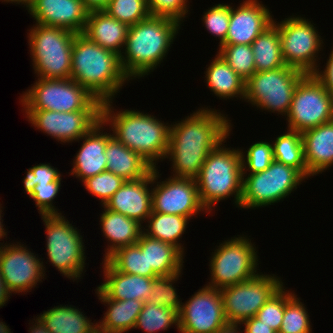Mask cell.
<instances>
[{
	"label": "cell",
	"instance_id": "cell-42",
	"mask_svg": "<svg viewBox=\"0 0 333 333\" xmlns=\"http://www.w3.org/2000/svg\"><path fill=\"white\" fill-rule=\"evenodd\" d=\"M243 151L241 149L243 175L262 172L274 161L272 144L267 141L255 142Z\"/></svg>",
	"mask_w": 333,
	"mask_h": 333
},
{
	"label": "cell",
	"instance_id": "cell-33",
	"mask_svg": "<svg viewBox=\"0 0 333 333\" xmlns=\"http://www.w3.org/2000/svg\"><path fill=\"white\" fill-rule=\"evenodd\" d=\"M256 72L286 67L278 27L272 23L251 44Z\"/></svg>",
	"mask_w": 333,
	"mask_h": 333
},
{
	"label": "cell",
	"instance_id": "cell-9",
	"mask_svg": "<svg viewBox=\"0 0 333 333\" xmlns=\"http://www.w3.org/2000/svg\"><path fill=\"white\" fill-rule=\"evenodd\" d=\"M306 179L298 169L274 160L262 172L243 175L239 208L258 209L278 203Z\"/></svg>",
	"mask_w": 333,
	"mask_h": 333
},
{
	"label": "cell",
	"instance_id": "cell-26",
	"mask_svg": "<svg viewBox=\"0 0 333 333\" xmlns=\"http://www.w3.org/2000/svg\"><path fill=\"white\" fill-rule=\"evenodd\" d=\"M95 290L98 299L108 308L103 319L97 322L98 333H127L134 329L144 302L135 299L113 300L98 286Z\"/></svg>",
	"mask_w": 333,
	"mask_h": 333
},
{
	"label": "cell",
	"instance_id": "cell-2",
	"mask_svg": "<svg viewBox=\"0 0 333 333\" xmlns=\"http://www.w3.org/2000/svg\"><path fill=\"white\" fill-rule=\"evenodd\" d=\"M181 23L163 16L148 18L129 26L120 64L130 79L144 77L163 62L178 35Z\"/></svg>",
	"mask_w": 333,
	"mask_h": 333
},
{
	"label": "cell",
	"instance_id": "cell-5",
	"mask_svg": "<svg viewBox=\"0 0 333 333\" xmlns=\"http://www.w3.org/2000/svg\"><path fill=\"white\" fill-rule=\"evenodd\" d=\"M227 138L229 135L210 151L196 178L200 201L209 214L218 202L233 195V204L238 208L240 205L243 183L241 149L226 148L223 143Z\"/></svg>",
	"mask_w": 333,
	"mask_h": 333
},
{
	"label": "cell",
	"instance_id": "cell-13",
	"mask_svg": "<svg viewBox=\"0 0 333 333\" xmlns=\"http://www.w3.org/2000/svg\"><path fill=\"white\" fill-rule=\"evenodd\" d=\"M286 120L287 129L300 133L333 120V96L313 74L296 85Z\"/></svg>",
	"mask_w": 333,
	"mask_h": 333
},
{
	"label": "cell",
	"instance_id": "cell-18",
	"mask_svg": "<svg viewBox=\"0 0 333 333\" xmlns=\"http://www.w3.org/2000/svg\"><path fill=\"white\" fill-rule=\"evenodd\" d=\"M32 126L61 143L78 141L101 120V111L23 110Z\"/></svg>",
	"mask_w": 333,
	"mask_h": 333
},
{
	"label": "cell",
	"instance_id": "cell-37",
	"mask_svg": "<svg viewBox=\"0 0 333 333\" xmlns=\"http://www.w3.org/2000/svg\"><path fill=\"white\" fill-rule=\"evenodd\" d=\"M217 54L245 81L256 72L251 45L221 44Z\"/></svg>",
	"mask_w": 333,
	"mask_h": 333
},
{
	"label": "cell",
	"instance_id": "cell-51",
	"mask_svg": "<svg viewBox=\"0 0 333 333\" xmlns=\"http://www.w3.org/2000/svg\"><path fill=\"white\" fill-rule=\"evenodd\" d=\"M34 321L31 322L32 326L28 330L29 333H51L39 317H36V320L34 318Z\"/></svg>",
	"mask_w": 333,
	"mask_h": 333
},
{
	"label": "cell",
	"instance_id": "cell-55",
	"mask_svg": "<svg viewBox=\"0 0 333 333\" xmlns=\"http://www.w3.org/2000/svg\"><path fill=\"white\" fill-rule=\"evenodd\" d=\"M0 1H2V2H5V3H15V4H19V5H24V7L25 8H27L30 4H31V2L33 1V0H0Z\"/></svg>",
	"mask_w": 333,
	"mask_h": 333
},
{
	"label": "cell",
	"instance_id": "cell-38",
	"mask_svg": "<svg viewBox=\"0 0 333 333\" xmlns=\"http://www.w3.org/2000/svg\"><path fill=\"white\" fill-rule=\"evenodd\" d=\"M104 11L128 26L150 16L147 0H110Z\"/></svg>",
	"mask_w": 333,
	"mask_h": 333
},
{
	"label": "cell",
	"instance_id": "cell-4",
	"mask_svg": "<svg viewBox=\"0 0 333 333\" xmlns=\"http://www.w3.org/2000/svg\"><path fill=\"white\" fill-rule=\"evenodd\" d=\"M101 103L113 101L122 86L130 79L120 64V56L89 40L82 33L75 34L71 75Z\"/></svg>",
	"mask_w": 333,
	"mask_h": 333
},
{
	"label": "cell",
	"instance_id": "cell-50",
	"mask_svg": "<svg viewBox=\"0 0 333 333\" xmlns=\"http://www.w3.org/2000/svg\"><path fill=\"white\" fill-rule=\"evenodd\" d=\"M86 9L90 11L104 10L110 0H82Z\"/></svg>",
	"mask_w": 333,
	"mask_h": 333
},
{
	"label": "cell",
	"instance_id": "cell-31",
	"mask_svg": "<svg viewBox=\"0 0 333 333\" xmlns=\"http://www.w3.org/2000/svg\"><path fill=\"white\" fill-rule=\"evenodd\" d=\"M72 305H58L38 317L51 333H98L97 322Z\"/></svg>",
	"mask_w": 333,
	"mask_h": 333
},
{
	"label": "cell",
	"instance_id": "cell-49",
	"mask_svg": "<svg viewBox=\"0 0 333 333\" xmlns=\"http://www.w3.org/2000/svg\"><path fill=\"white\" fill-rule=\"evenodd\" d=\"M244 324V333H276L270 326L260 321L255 316L244 320L239 325Z\"/></svg>",
	"mask_w": 333,
	"mask_h": 333
},
{
	"label": "cell",
	"instance_id": "cell-7",
	"mask_svg": "<svg viewBox=\"0 0 333 333\" xmlns=\"http://www.w3.org/2000/svg\"><path fill=\"white\" fill-rule=\"evenodd\" d=\"M23 110L101 111L102 103L72 78H38L20 96Z\"/></svg>",
	"mask_w": 333,
	"mask_h": 333
},
{
	"label": "cell",
	"instance_id": "cell-34",
	"mask_svg": "<svg viewBox=\"0 0 333 333\" xmlns=\"http://www.w3.org/2000/svg\"><path fill=\"white\" fill-rule=\"evenodd\" d=\"M271 143L274 160L298 169L307 179L309 178L300 132L287 129V132L278 135Z\"/></svg>",
	"mask_w": 333,
	"mask_h": 333
},
{
	"label": "cell",
	"instance_id": "cell-36",
	"mask_svg": "<svg viewBox=\"0 0 333 333\" xmlns=\"http://www.w3.org/2000/svg\"><path fill=\"white\" fill-rule=\"evenodd\" d=\"M173 325L179 329V316L176 311L146 301L137 317L134 329H142L146 333H156L160 330H168Z\"/></svg>",
	"mask_w": 333,
	"mask_h": 333
},
{
	"label": "cell",
	"instance_id": "cell-40",
	"mask_svg": "<svg viewBox=\"0 0 333 333\" xmlns=\"http://www.w3.org/2000/svg\"><path fill=\"white\" fill-rule=\"evenodd\" d=\"M294 294L285 305L282 325L278 333H312L310 316L300 297Z\"/></svg>",
	"mask_w": 333,
	"mask_h": 333
},
{
	"label": "cell",
	"instance_id": "cell-20",
	"mask_svg": "<svg viewBox=\"0 0 333 333\" xmlns=\"http://www.w3.org/2000/svg\"><path fill=\"white\" fill-rule=\"evenodd\" d=\"M36 24L82 33L89 11L82 0H33L26 8Z\"/></svg>",
	"mask_w": 333,
	"mask_h": 333
},
{
	"label": "cell",
	"instance_id": "cell-46",
	"mask_svg": "<svg viewBox=\"0 0 333 333\" xmlns=\"http://www.w3.org/2000/svg\"><path fill=\"white\" fill-rule=\"evenodd\" d=\"M148 9L151 16H163L175 19L181 24L186 18L188 10V0H147Z\"/></svg>",
	"mask_w": 333,
	"mask_h": 333
},
{
	"label": "cell",
	"instance_id": "cell-52",
	"mask_svg": "<svg viewBox=\"0 0 333 333\" xmlns=\"http://www.w3.org/2000/svg\"><path fill=\"white\" fill-rule=\"evenodd\" d=\"M10 295H12L8 290L5 285V282L0 274V308L5 306V304L8 302L10 299Z\"/></svg>",
	"mask_w": 333,
	"mask_h": 333
},
{
	"label": "cell",
	"instance_id": "cell-32",
	"mask_svg": "<svg viewBox=\"0 0 333 333\" xmlns=\"http://www.w3.org/2000/svg\"><path fill=\"white\" fill-rule=\"evenodd\" d=\"M189 218L181 215L163 214L152 212L147 218L146 228H143V233L147 236L161 240L165 243L175 246L183 255L184 247L180 243V239L186 232Z\"/></svg>",
	"mask_w": 333,
	"mask_h": 333
},
{
	"label": "cell",
	"instance_id": "cell-39",
	"mask_svg": "<svg viewBox=\"0 0 333 333\" xmlns=\"http://www.w3.org/2000/svg\"><path fill=\"white\" fill-rule=\"evenodd\" d=\"M180 273L168 275V276H158L153 278V285L151 289L150 298L147 302L167 307L176 311L178 314L181 310L182 300L180 301L178 292L173 285L182 276Z\"/></svg>",
	"mask_w": 333,
	"mask_h": 333
},
{
	"label": "cell",
	"instance_id": "cell-8",
	"mask_svg": "<svg viewBox=\"0 0 333 333\" xmlns=\"http://www.w3.org/2000/svg\"><path fill=\"white\" fill-rule=\"evenodd\" d=\"M41 219L46 229L47 261L73 282L83 279L86 255L79 229L62 214L41 215Z\"/></svg>",
	"mask_w": 333,
	"mask_h": 333
},
{
	"label": "cell",
	"instance_id": "cell-54",
	"mask_svg": "<svg viewBox=\"0 0 333 333\" xmlns=\"http://www.w3.org/2000/svg\"><path fill=\"white\" fill-rule=\"evenodd\" d=\"M3 211H2V204L0 203V241H2V238L3 239H6L7 238V232H6V230L3 228L4 227V224H3V219H2V217H3V213H2ZM2 216V217H1ZM4 237H6V238H4ZM4 244V242L3 243H1L0 242V247L2 246Z\"/></svg>",
	"mask_w": 333,
	"mask_h": 333
},
{
	"label": "cell",
	"instance_id": "cell-41",
	"mask_svg": "<svg viewBox=\"0 0 333 333\" xmlns=\"http://www.w3.org/2000/svg\"><path fill=\"white\" fill-rule=\"evenodd\" d=\"M284 285L258 310L256 318L270 326L276 333L279 332L286 302L295 294L285 290Z\"/></svg>",
	"mask_w": 333,
	"mask_h": 333
},
{
	"label": "cell",
	"instance_id": "cell-24",
	"mask_svg": "<svg viewBox=\"0 0 333 333\" xmlns=\"http://www.w3.org/2000/svg\"><path fill=\"white\" fill-rule=\"evenodd\" d=\"M309 177L333 165V120L301 133Z\"/></svg>",
	"mask_w": 333,
	"mask_h": 333
},
{
	"label": "cell",
	"instance_id": "cell-10",
	"mask_svg": "<svg viewBox=\"0 0 333 333\" xmlns=\"http://www.w3.org/2000/svg\"><path fill=\"white\" fill-rule=\"evenodd\" d=\"M238 236L222 241L212 252L209 260L211 280L207 286L221 289L242 283L259 273L256 246L247 236Z\"/></svg>",
	"mask_w": 333,
	"mask_h": 333
},
{
	"label": "cell",
	"instance_id": "cell-29",
	"mask_svg": "<svg viewBox=\"0 0 333 333\" xmlns=\"http://www.w3.org/2000/svg\"><path fill=\"white\" fill-rule=\"evenodd\" d=\"M142 253L146 254L147 270L158 276H168L183 271L184 255L173 245L153 239L142 233L137 242Z\"/></svg>",
	"mask_w": 333,
	"mask_h": 333
},
{
	"label": "cell",
	"instance_id": "cell-27",
	"mask_svg": "<svg viewBox=\"0 0 333 333\" xmlns=\"http://www.w3.org/2000/svg\"><path fill=\"white\" fill-rule=\"evenodd\" d=\"M104 209L100 215V228L104 238L107 239L108 248L106 247L105 260L110 254L120 247L136 244L141 234L143 233L144 226L134 219H130L123 214L110 211L102 206Z\"/></svg>",
	"mask_w": 333,
	"mask_h": 333
},
{
	"label": "cell",
	"instance_id": "cell-23",
	"mask_svg": "<svg viewBox=\"0 0 333 333\" xmlns=\"http://www.w3.org/2000/svg\"><path fill=\"white\" fill-rule=\"evenodd\" d=\"M104 282L98 287L113 300L148 301L153 285V278L131 275L115 270L106 260L102 261Z\"/></svg>",
	"mask_w": 333,
	"mask_h": 333
},
{
	"label": "cell",
	"instance_id": "cell-35",
	"mask_svg": "<svg viewBox=\"0 0 333 333\" xmlns=\"http://www.w3.org/2000/svg\"><path fill=\"white\" fill-rule=\"evenodd\" d=\"M115 270L131 275L158 277L153 270H147L146 254L139 245L120 247L105 259Z\"/></svg>",
	"mask_w": 333,
	"mask_h": 333
},
{
	"label": "cell",
	"instance_id": "cell-28",
	"mask_svg": "<svg viewBox=\"0 0 333 333\" xmlns=\"http://www.w3.org/2000/svg\"><path fill=\"white\" fill-rule=\"evenodd\" d=\"M105 155L106 170L122 177L125 181L140 180L153 169L137 152L127 148L114 135L107 140Z\"/></svg>",
	"mask_w": 333,
	"mask_h": 333
},
{
	"label": "cell",
	"instance_id": "cell-15",
	"mask_svg": "<svg viewBox=\"0 0 333 333\" xmlns=\"http://www.w3.org/2000/svg\"><path fill=\"white\" fill-rule=\"evenodd\" d=\"M153 168L152 212L181 215L192 219L200 212L208 211L202 205L196 179L168 177L159 181V170Z\"/></svg>",
	"mask_w": 333,
	"mask_h": 333
},
{
	"label": "cell",
	"instance_id": "cell-22",
	"mask_svg": "<svg viewBox=\"0 0 333 333\" xmlns=\"http://www.w3.org/2000/svg\"><path fill=\"white\" fill-rule=\"evenodd\" d=\"M105 123L101 119L96 123L78 142L83 139V143L73 160V168L69 175L75 176L82 182L89 177L106 171L107 157L105 149L107 140L112 133L104 132ZM104 128V130H103Z\"/></svg>",
	"mask_w": 333,
	"mask_h": 333
},
{
	"label": "cell",
	"instance_id": "cell-17",
	"mask_svg": "<svg viewBox=\"0 0 333 333\" xmlns=\"http://www.w3.org/2000/svg\"><path fill=\"white\" fill-rule=\"evenodd\" d=\"M178 316L179 333H215L228 324L220 289L207 285L182 303Z\"/></svg>",
	"mask_w": 333,
	"mask_h": 333
},
{
	"label": "cell",
	"instance_id": "cell-19",
	"mask_svg": "<svg viewBox=\"0 0 333 333\" xmlns=\"http://www.w3.org/2000/svg\"><path fill=\"white\" fill-rule=\"evenodd\" d=\"M239 5H230L229 30L222 44L251 45L273 23L274 16L262 1L243 0Z\"/></svg>",
	"mask_w": 333,
	"mask_h": 333
},
{
	"label": "cell",
	"instance_id": "cell-21",
	"mask_svg": "<svg viewBox=\"0 0 333 333\" xmlns=\"http://www.w3.org/2000/svg\"><path fill=\"white\" fill-rule=\"evenodd\" d=\"M152 176L153 169L140 180L125 181L104 207L143 224L152 213Z\"/></svg>",
	"mask_w": 333,
	"mask_h": 333
},
{
	"label": "cell",
	"instance_id": "cell-30",
	"mask_svg": "<svg viewBox=\"0 0 333 333\" xmlns=\"http://www.w3.org/2000/svg\"><path fill=\"white\" fill-rule=\"evenodd\" d=\"M205 71V80L207 87L219 99H232L239 97L244 100L245 83L243 80L225 61L216 54Z\"/></svg>",
	"mask_w": 333,
	"mask_h": 333
},
{
	"label": "cell",
	"instance_id": "cell-44",
	"mask_svg": "<svg viewBox=\"0 0 333 333\" xmlns=\"http://www.w3.org/2000/svg\"><path fill=\"white\" fill-rule=\"evenodd\" d=\"M203 26L214 37L220 40L219 46L225 41L229 30L230 4L219 3L208 8L202 17Z\"/></svg>",
	"mask_w": 333,
	"mask_h": 333
},
{
	"label": "cell",
	"instance_id": "cell-53",
	"mask_svg": "<svg viewBox=\"0 0 333 333\" xmlns=\"http://www.w3.org/2000/svg\"><path fill=\"white\" fill-rule=\"evenodd\" d=\"M239 324H227L225 327L217 330L215 333H240L242 327Z\"/></svg>",
	"mask_w": 333,
	"mask_h": 333
},
{
	"label": "cell",
	"instance_id": "cell-16",
	"mask_svg": "<svg viewBox=\"0 0 333 333\" xmlns=\"http://www.w3.org/2000/svg\"><path fill=\"white\" fill-rule=\"evenodd\" d=\"M34 254L19 242L8 244L6 241L0 247V274L11 294L31 292L37 283L44 280V262Z\"/></svg>",
	"mask_w": 333,
	"mask_h": 333
},
{
	"label": "cell",
	"instance_id": "cell-11",
	"mask_svg": "<svg viewBox=\"0 0 333 333\" xmlns=\"http://www.w3.org/2000/svg\"><path fill=\"white\" fill-rule=\"evenodd\" d=\"M305 75L291 66L255 72L245 83L244 101L260 110L286 117L295 87Z\"/></svg>",
	"mask_w": 333,
	"mask_h": 333
},
{
	"label": "cell",
	"instance_id": "cell-14",
	"mask_svg": "<svg viewBox=\"0 0 333 333\" xmlns=\"http://www.w3.org/2000/svg\"><path fill=\"white\" fill-rule=\"evenodd\" d=\"M274 274H262L242 283L221 288L223 309L228 324H240L256 316L258 310L284 284Z\"/></svg>",
	"mask_w": 333,
	"mask_h": 333
},
{
	"label": "cell",
	"instance_id": "cell-1",
	"mask_svg": "<svg viewBox=\"0 0 333 333\" xmlns=\"http://www.w3.org/2000/svg\"><path fill=\"white\" fill-rule=\"evenodd\" d=\"M227 116L220 110L201 107L171 123L166 158L172 161V177L196 179L200 175L210 151L231 133Z\"/></svg>",
	"mask_w": 333,
	"mask_h": 333
},
{
	"label": "cell",
	"instance_id": "cell-25",
	"mask_svg": "<svg viewBox=\"0 0 333 333\" xmlns=\"http://www.w3.org/2000/svg\"><path fill=\"white\" fill-rule=\"evenodd\" d=\"M129 26L110 17L104 10L90 11L82 32L89 40L121 55L124 49Z\"/></svg>",
	"mask_w": 333,
	"mask_h": 333
},
{
	"label": "cell",
	"instance_id": "cell-12",
	"mask_svg": "<svg viewBox=\"0 0 333 333\" xmlns=\"http://www.w3.org/2000/svg\"><path fill=\"white\" fill-rule=\"evenodd\" d=\"M275 20L273 23L279 30L285 64L313 74L320 66L318 55L324 47V39L318 34L317 27L301 15H291L280 23Z\"/></svg>",
	"mask_w": 333,
	"mask_h": 333
},
{
	"label": "cell",
	"instance_id": "cell-3",
	"mask_svg": "<svg viewBox=\"0 0 333 333\" xmlns=\"http://www.w3.org/2000/svg\"><path fill=\"white\" fill-rule=\"evenodd\" d=\"M112 103V104H111ZM113 102L101 105V119L109 125L114 137L127 148L137 152L153 168L164 161L169 146L170 125L156 116L136 110H115ZM115 110V112H114Z\"/></svg>",
	"mask_w": 333,
	"mask_h": 333
},
{
	"label": "cell",
	"instance_id": "cell-43",
	"mask_svg": "<svg viewBox=\"0 0 333 333\" xmlns=\"http://www.w3.org/2000/svg\"><path fill=\"white\" fill-rule=\"evenodd\" d=\"M124 182L125 180L122 177L106 170L87 178L82 183L85 189L96 198H99L100 204L104 206Z\"/></svg>",
	"mask_w": 333,
	"mask_h": 333
},
{
	"label": "cell",
	"instance_id": "cell-6",
	"mask_svg": "<svg viewBox=\"0 0 333 333\" xmlns=\"http://www.w3.org/2000/svg\"><path fill=\"white\" fill-rule=\"evenodd\" d=\"M28 31L30 57L36 77L70 78L72 47L76 33L61 27L36 23Z\"/></svg>",
	"mask_w": 333,
	"mask_h": 333
},
{
	"label": "cell",
	"instance_id": "cell-45",
	"mask_svg": "<svg viewBox=\"0 0 333 333\" xmlns=\"http://www.w3.org/2000/svg\"><path fill=\"white\" fill-rule=\"evenodd\" d=\"M61 180H56L48 184H37L29 198L35 201V205L40 215L62 214L53 204L54 199L59 194Z\"/></svg>",
	"mask_w": 333,
	"mask_h": 333
},
{
	"label": "cell",
	"instance_id": "cell-47",
	"mask_svg": "<svg viewBox=\"0 0 333 333\" xmlns=\"http://www.w3.org/2000/svg\"><path fill=\"white\" fill-rule=\"evenodd\" d=\"M23 179L24 190L30 195L37 184H48L56 180H62L61 173L50 163H40L27 169Z\"/></svg>",
	"mask_w": 333,
	"mask_h": 333
},
{
	"label": "cell",
	"instance_id": "cell-48",
	"mask_svg": "<svg viewBox=\"0 0 333 333\" xmlns=\"http://www.w3.org/2000/svg\"><path fill=\"white\" fill-rule=\"evenodd\" d=\"M318 68L313 75L323 84L327 91L333 96V48L330 52L329 59L323 70Z\"/></svg>",
	"mask_w": 333,
	"mask_h": 333
}]
</instances>
